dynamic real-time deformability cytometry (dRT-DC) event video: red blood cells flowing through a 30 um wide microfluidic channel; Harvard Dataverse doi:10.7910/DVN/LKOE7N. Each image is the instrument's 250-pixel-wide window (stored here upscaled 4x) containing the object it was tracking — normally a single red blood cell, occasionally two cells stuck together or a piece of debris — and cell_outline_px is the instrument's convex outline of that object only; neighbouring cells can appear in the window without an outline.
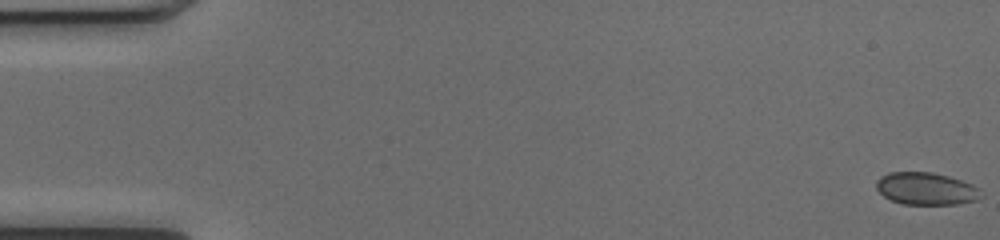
{"species": "common noctule bat (a hibernating species)", "species_latin": "Nyctalus noctula", "temperature_condition": "cold", "stored_images_in_passage": 52, "camera_frame_rate_fps": 3000, "um_per_image_px": 0.085, "animal": {"sex": "female", "body_mass_g": 17.0, "forearm_length_mm": 48.0}, "frame": {"image": 1, "passage_image": 1, "time_ms": 0.0, "image_size_px": [1000, 240], "cell_outline_px": [[984, 196], [976, 200], [956, 204], [904, 204], [892, 200], [884, 196], [876, 188], [876, 180], [880, 176], [888, 172], [932, 172], [948, 176], [972, 184], [980, 188]], "centroid_in_image_um": [78.73, 16.03], "position_along_channel_um": 6.3, "area_um2": 19.83}}
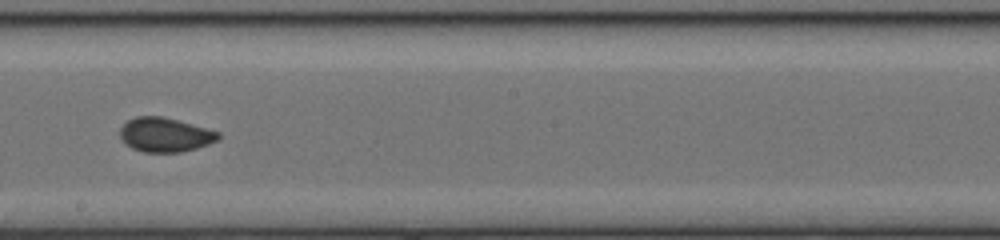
{"frame": {"image": 2, "passage_image": 30, "time_ms": 9.667, "image_size_px": [1000, 240], "cell_outline_px": [[220, 140], [196, 148], [180, 152], [144, 152], [132, 148], [120, 136], [120, 128], [128, 120], [136, 116], [160, 116], [192, 124], [220, 132]], "centroid_in_image_um": [14.05, 11.45], "position_along_channel_um": 234.1, "area_um2": 19.42}}
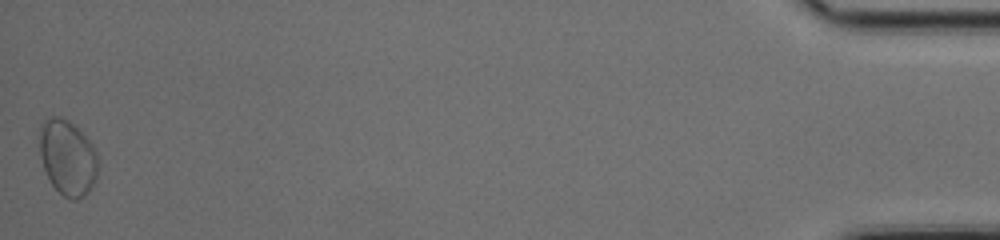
{"frame": {"image": 3, "passage_image": 52, "time_ms": 17.0, "image_size_px": [1000, 240], "cell_outline_px": [[100, 160], [96, 176], [92, 188], [84, 196], [76, 200], [72, 200], [64, 196], [52, 184], [44, 168], [40, 156], [40, 124], [44, 120], [52, 116], [56, 116], [68, 120], [92, 144]], "centroid_in_image_um": [5.76, 13.41], "position_along_channel_um": 429.4, "area_um2": 25.61}, "authors_computed_cell_mechanics": {"area_um2": 19.8254, "velocity_mm_per_s": 4.0262, "shape_relaxation_time_tau1_ms": null, "shape_relaxation_time_tau2_ms": 0.8569, "deformation_change_tau1": null, "deformation_change_tau2": 0.0163}}